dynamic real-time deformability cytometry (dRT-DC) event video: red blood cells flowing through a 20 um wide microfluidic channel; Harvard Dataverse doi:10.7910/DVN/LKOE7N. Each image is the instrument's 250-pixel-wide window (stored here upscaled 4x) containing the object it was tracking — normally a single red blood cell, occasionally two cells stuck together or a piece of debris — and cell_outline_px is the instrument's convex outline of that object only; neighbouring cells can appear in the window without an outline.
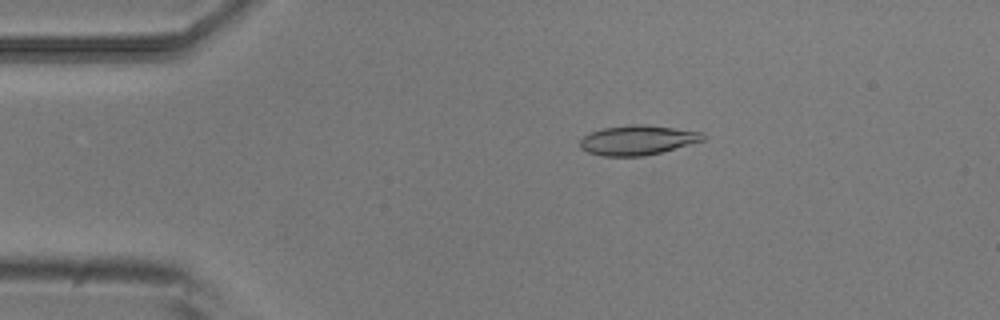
{"species": "common noctule bat (a hibernating species)", "species_latin": "Nyctalus noctula", "temperature_condition": "room temperature", "stored_images_in_passage": 3, "camera_frame_rate_fps": 3000, "um_per_image_px": 0.085, "animal": {"sex": "male", "body_mass_g": 20.5, "forearm_length_mm": 52.5}, "frame": {"image": 1, "passage_image": 1, "time_ms": 0.0, "image_size_px": [1000, 320], "cell_outline_px": [[708, 136], [704, 140], [664, 152], [644, 156], [604, 156], [588, 152], [580, 148], [580, 140], [584, 136], [592, 132], [604, 128], [632, 124], [644, 124], [704, 132]], "centroid_in_image_um": [54.25, 11.91], "position_along_channel_um": 30.8, "area_um2": 21.39}}
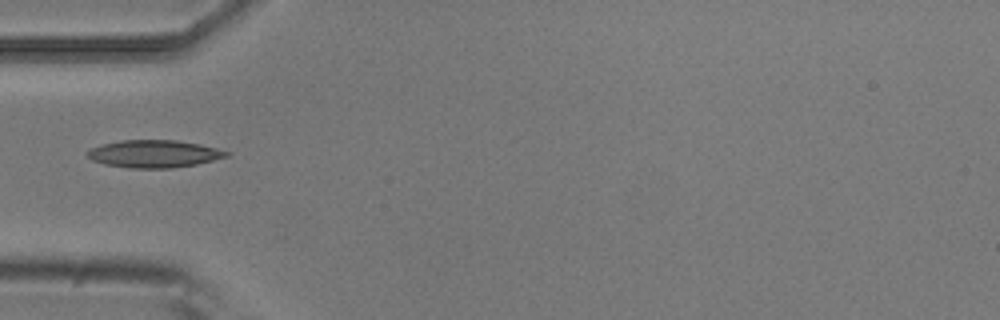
{"frame": {"image": 2, "passage_image": 3, "time_ms": 0.667, "image_size_px": [1000, 320], "cell_outline_px": [[232, 152], [228, 156], [196, 164], [172, 168], [128, 168], [104, 164], [92, 160], [84, 152], [100, 144], [120, 140], [176, 140], [200, 144]], "centroid_in_image_um": [13.07, 13.07], "position_along_channel_um": 71.9, "area_um2": 22.37}}